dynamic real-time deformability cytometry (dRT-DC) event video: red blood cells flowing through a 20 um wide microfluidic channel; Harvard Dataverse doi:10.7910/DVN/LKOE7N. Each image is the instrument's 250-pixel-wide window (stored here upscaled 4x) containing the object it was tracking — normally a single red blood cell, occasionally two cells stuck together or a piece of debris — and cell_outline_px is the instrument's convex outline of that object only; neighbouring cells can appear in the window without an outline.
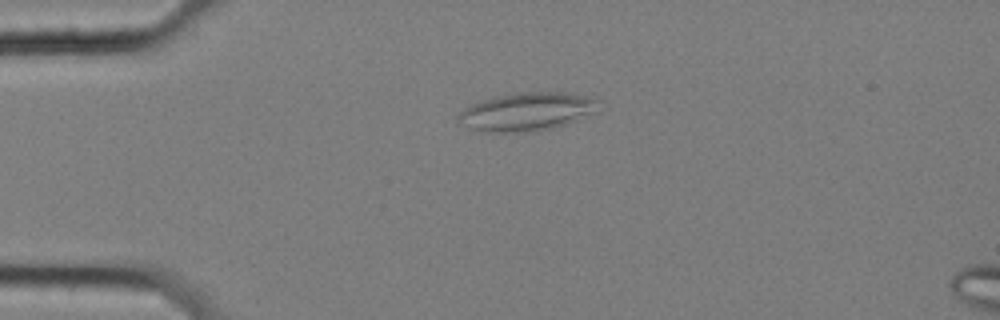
{"species": "common noctule bat (a hibernating species)", "species_latin": "Nyctalus noctula", "temperature_condition": "cold", "stored_images_in_passage": 45, "camera_frame_rate_fps": 3000, "um_per_image_px": 0.085, "animal": {"sex": "female", "body_mass_g": 25.1}, "frame": {"image": 1, "passage_image": 1, "time_ms": 0.0, "image_size_px": [1000, 320], "cell_outline_px": [[600, 100], [592, 112], [576, 120], [552, 128], [532, 132], [484, 132], [472, 128], [456, 120], [456, 116], [464, 108], [472, 104], [492, 96], [516, 92], [564, 92]], "centroid_in_image_um": [44.7, 9.49], "position_along_channel_um": 40.3, "area_um2": 30.98}}
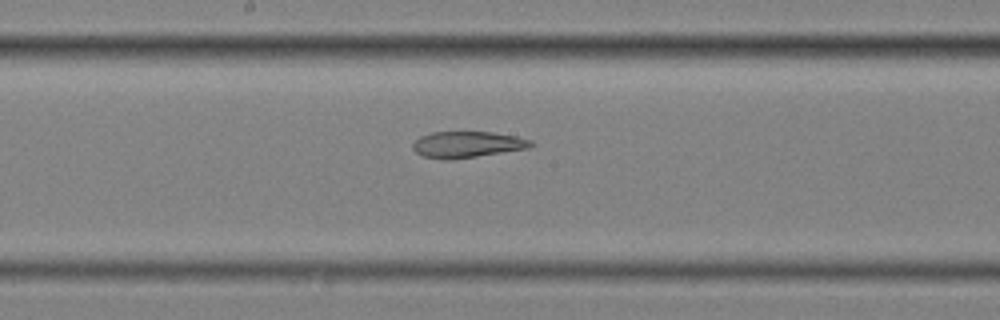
{"frame": {"image": 2, "passage_image": 18, "time_ms": 5.667, "image_size_px": [1000, 320], "cell_outline_px": [[536, 144], [528, 148], [452, 160], [444, 160], [424, 156], [416, 152], [412, 148], [412, 144], [420, 136], [432, 132], [492, 132], [516, 136], [532, 140]], "centroid_in_image_um": [39.72, 12.28], "position_along_channel_um": 208.5, "area_um2": 18.09}}
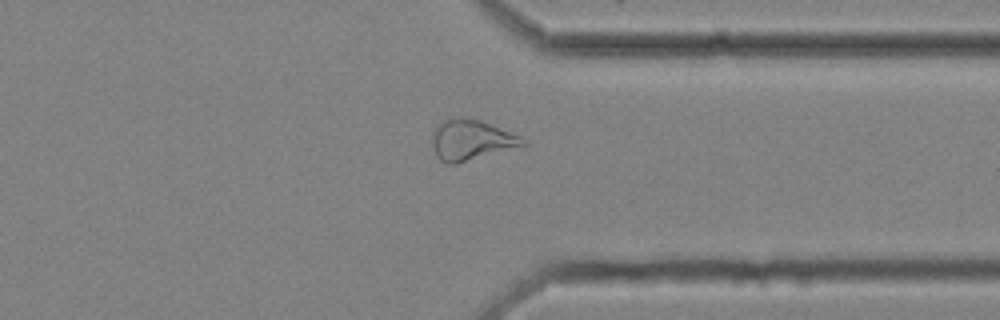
{"frame": {"image": 3, "passage_image": 32, "time_ms": 10.333, "image_size_px": [1000, 320], "cell_outline_px": [[528, 144], [524, 148], [456, 164], [448, 164], [440, 160], [436, 156], [432, 144], [432, 132], [440, 120], [448, 116], [460, 116], [480, 120], [492, 124], [520, 136], [528, 140]], "centroid_in_image_um": [40.11, 11.9], "position_along_channel_um": 371.3, "area_um2": 22.54}, "authors_computed_cell_mechanics": {"area_um2": 20.0566, "velocity_mm_per_s": 3.4954, "shape_relaxation_time_tau1_ms": null, "shape_relaxation_time_tau2_ms": 6.9009, "deformation_change_tau1": null, "deformation_change_tau2": 0.1596}}